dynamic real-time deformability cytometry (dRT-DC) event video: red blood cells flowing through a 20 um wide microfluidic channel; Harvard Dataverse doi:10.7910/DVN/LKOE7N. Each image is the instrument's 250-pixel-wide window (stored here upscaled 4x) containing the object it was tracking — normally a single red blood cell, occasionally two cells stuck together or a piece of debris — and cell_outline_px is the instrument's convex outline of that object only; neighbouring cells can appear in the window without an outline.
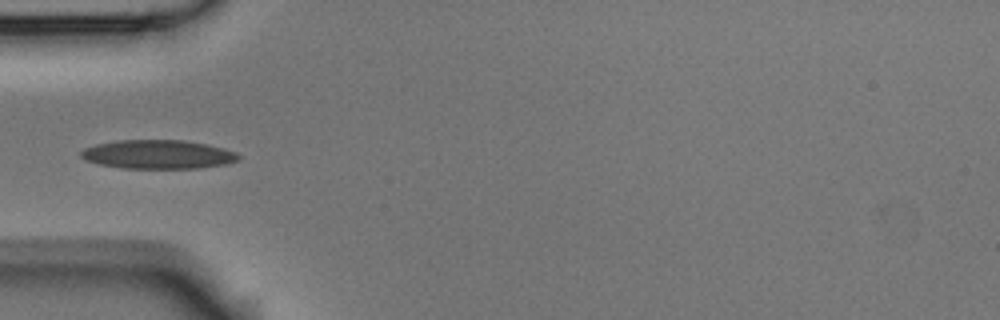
{"species": "Egyptian fruit bat (a non-hibernating species)", "species_latin": "Rousettus aegyptiacus", "temperature_condition": "room temperature", "stored_images_in_passage": 1, "camera_frame_rate_fps": 3000, "um_per_image_px": 0.085, "animal": {"sex": "male"}, "frame": {"image": 1, "passage_image": 1, "time_ms": 0.0, "image_size_px": [1000, 320], "cell_outline_px": [[240, 160], [228, 164], [200, 168], [120, 168], [100, 164], [84, 160], [80, 156], [80, 152], [84, 148], [96, 144], [116, 140], [184, 140], [208, 144], [224, 148], [236, 152], [240, 156]], "centroid_in_image_um": [13.45, 13.12], "position_along_channel_um": 71.5, "area_um2": 26.76}}